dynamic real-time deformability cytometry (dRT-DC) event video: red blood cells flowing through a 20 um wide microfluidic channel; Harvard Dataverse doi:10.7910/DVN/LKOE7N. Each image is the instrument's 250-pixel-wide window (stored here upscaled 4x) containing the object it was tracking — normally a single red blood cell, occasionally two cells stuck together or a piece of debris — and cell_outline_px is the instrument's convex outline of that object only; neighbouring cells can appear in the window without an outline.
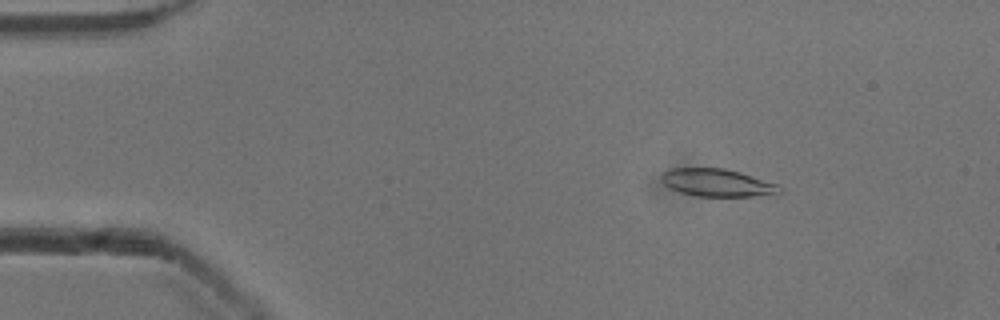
{"species": "common noctule bat (a hibernating species)", "species_latin": "Nyctalus noctula", "temperature_condition": "cold", "stored_images_in_passage": 52, "camera_frame_rate_fps": 3000, "um_per_image_px": 0.085, "animal": {"sex": "male", "body_mass_g": 13.3}, "frame": {"image": 1, "passage_image": 7, "time_ms": 2.0, "image_size_px": [1000, 320], "cell_outline_px": [[784, 192], [776, 196], [696, 196], [680, 192], [664, 184], [660, 176], [668, 168], [724, 168], [740, 172], [776, 184], [784, 188]], "centroid_in_image_um": [61.04, 15.54], "position_along_channel_um": 24.0, "area_um2": 19.25}}
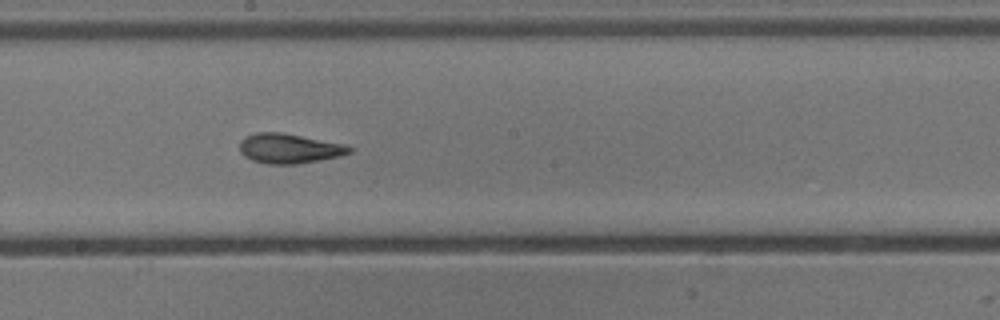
{"frame": {"image": 2, "passage_image": 28, "time_ms": 9.0, "image_size_px": [1000, 320], "cell_outline_px": [[352, 152], [340, 156], [320, 160], [296, 164], [268, 164], [252, 160], [244, 156], [240, 152], [240, 140], [244, 136], [256, 132], [284, 132], [348, 144], [352, 148]], "centroid_in_image_um": [24.6, 12.6], "position_along_channel_um": 223.6, "area_um2": 19.42}}
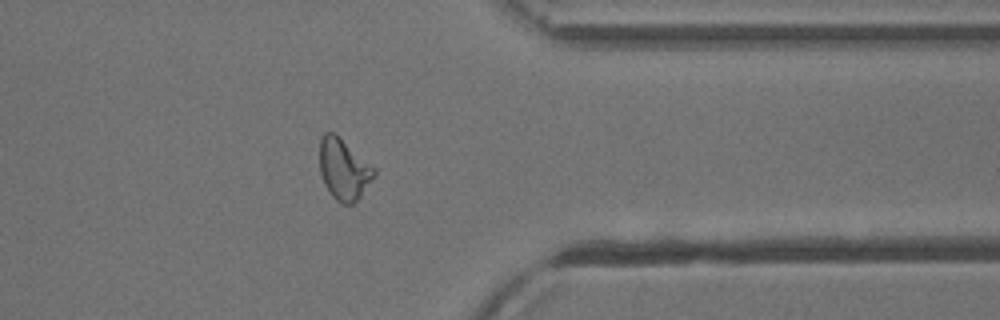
{"frame": {"image": 3, "passage_image": 41, "time_ms": 13.333, "image_size_px": [1000, 320], "cell_outline_px": [[376, 172], [360, 196], [352, 204], [344, 204], [336, 200], [332, 196], [324, 184], [320, 172], [320, 140], [324, 132], [336, 132], [376, 168]], "centroid_in_image_um": [29.21, 14.34], "position_along_channel_um": 382.2, "area_um2": 19.42}, "authors_computed_cell_mechanics": {"area_um2": 19.2185, "velocity_mm_per_s": 3.9202, "shape_relaxation_time_tau1_ms": 4.5551, "shape_relaxation_time_tau2_ms": 1.9331, "deformation_change_tau1": 0.1572, "deformation_change_tau2": 0.1019}}